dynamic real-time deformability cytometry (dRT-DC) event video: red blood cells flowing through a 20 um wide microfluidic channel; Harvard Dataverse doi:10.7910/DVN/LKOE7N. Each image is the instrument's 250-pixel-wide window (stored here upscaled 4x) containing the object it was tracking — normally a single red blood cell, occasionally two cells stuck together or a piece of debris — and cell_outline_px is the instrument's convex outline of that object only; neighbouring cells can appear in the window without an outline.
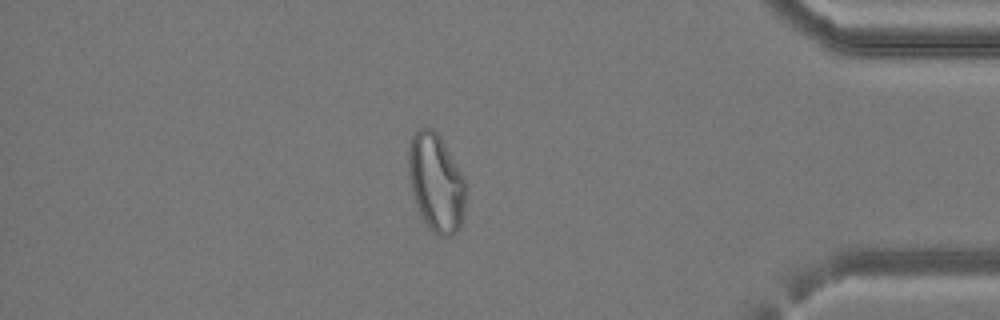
{"species": "common noctule bat (a hibernating species)", "species_latin": "Nyctalus noctula", "temperature_condition": "cold", "stored_images_in_passage": 39, "camera_frame_rate_fps": 3000, "um_per_image_px": 0.085, "animal": {"sex": "female", "body_mass_g": 24.6, "forearm_length_mm": 56.2}, "frame": {"image": 1, "passage_image": 34, "time_ms": 11.0, "image_size_px": [1000, 320], "cell_outline_px": [[468, 188], [460, 228], [452, 236], [440, 236], [432, 232], [428, 228], [416, 204], [412, 192], [408, 172], [408, 148], [412, 136], [424, 124], [432, 128], [436, 132], [464, 176]], "centroid_in_image_um": [37.08, 15.53], "position_along_channel_um": 398.1, "area_um2": 32.95}}